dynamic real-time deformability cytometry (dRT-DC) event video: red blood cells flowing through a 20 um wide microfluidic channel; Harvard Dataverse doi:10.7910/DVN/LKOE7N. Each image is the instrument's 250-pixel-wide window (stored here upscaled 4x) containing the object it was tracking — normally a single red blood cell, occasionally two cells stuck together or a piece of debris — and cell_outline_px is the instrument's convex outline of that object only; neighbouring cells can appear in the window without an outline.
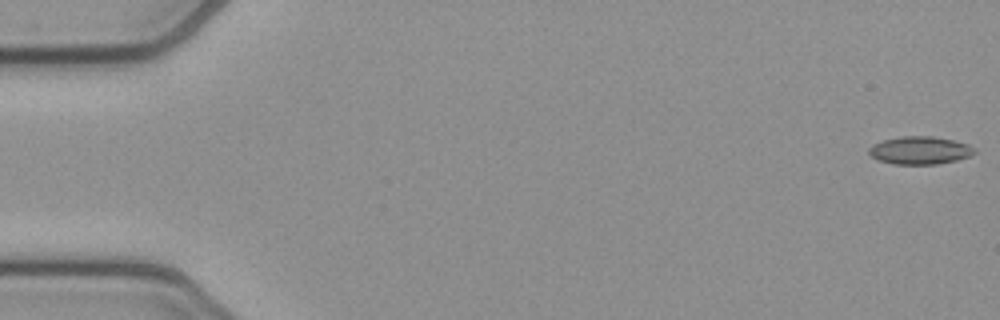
{"species": "common noctule bat (a hibernating species)", "species_latin": "Nyctalus noctula", "temperature_condition": "cold", "stored_images_in_passage": 53, "camera_frame_rate_fps": 3000, "um_per_image_px": 0.085, "animal": {"sex": "female", "body_mass_g": 21.9}, "frame": {"image": 1, "passage_image": 1, "time_ms": 0.0, "image_size_px": [1000, 320], "cell_outline_px": [[976, 152], [968, 156], [956, 160], [936, 164], [892, 164], [876, 160], [868, 152], [868, 148], [872, 144], [884, 140], [904, 136], [932, 136], [952, 140], [968, 144], [976, 148]], "centroid_in_image_um": [78.17, 12.78], "position_along_channel_um": 6.8, "area_um2": 17.11}}
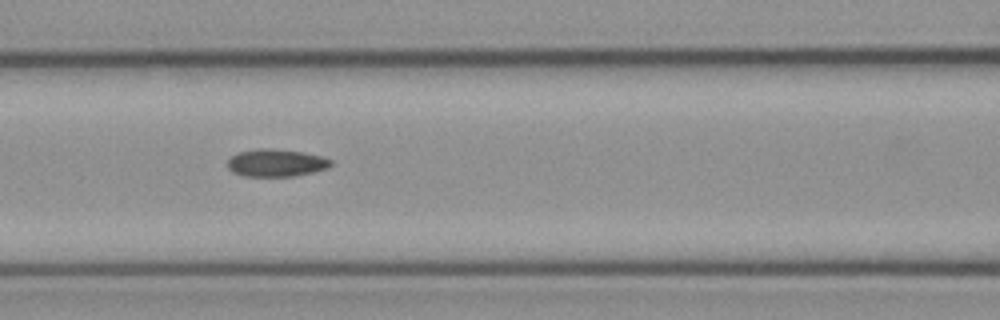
{"frame": {"image": 2, "passage_image": 23, "time_ms": 7.333, "image_size_px": [1000, 320], "cell_outline_px": [[332, 164], [328, 168], [312, 172], [292, 176], [244, 176], [232, 172], [228, 168], [228, 160], [232, 156], [240, 152], [260, 148], [264, 148], [304, 152], [320, 156], [332, 160]], "centroid_in_image_um": [23.47, 13.85], "position_along_channel_um": 143.1, "area_um2": 16.36}}
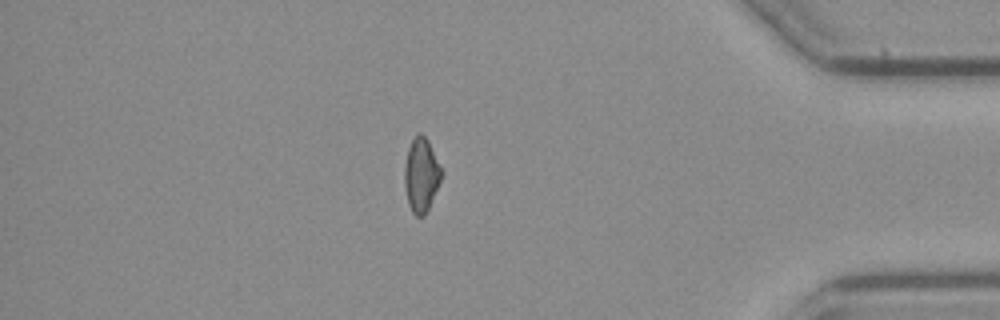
{"frame": {"image": 3, "passage_image": 46, "time_ms": 15.0, "image_size_px": [1000, 320], "cell_outline_px": [[440, 180], [428, 208], [424, 216], [416, 216], [412, 212], [408, 204], [404, 184], [404, 164], [408, 148], [412, 140], [420, 132], [428, 140], [440, 168]], "centroid_in_image_um": [35.75, 14.88], "position_along_channel_um": 399.4, "area_um2": 15.49}}